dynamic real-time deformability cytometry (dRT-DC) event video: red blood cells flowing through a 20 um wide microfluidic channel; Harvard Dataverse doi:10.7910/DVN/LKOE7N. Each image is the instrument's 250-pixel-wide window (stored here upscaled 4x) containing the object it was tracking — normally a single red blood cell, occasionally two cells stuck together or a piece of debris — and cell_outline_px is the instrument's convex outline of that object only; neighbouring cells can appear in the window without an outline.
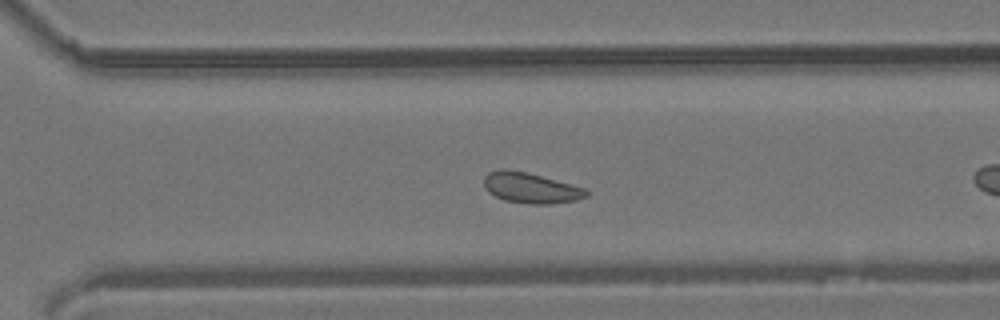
{"species": "common noctule bat (a hibernating species)", "species_latin": "Nyctalus noctula", "temperature_condition": "room temperature", "stored_images_in_passage": 33, "camera_frame_rate_fps": 3000, "um_per_image_px": 0.085, "animal": {"sex": "male", "body_mass_g": 19.2, "forearm_length_mm": 51.8}, "frame": {"image": 1, "passage_image": 19, "time_ms": 6.0, "image_size_px": [1000, 320], "cell_outline_px": [[588, 196], [576, 200], [552, 204], [532, 204], [504, 200], [488, 192], [484, 188], [484, 176], [488, 172], [500, 168], [508, 168], [528, 172], [588, 188]], "centroid_in_image_um": [45.12, 15.95], "position_along_channel_um": 325.5, "area_um2": 18.61}}